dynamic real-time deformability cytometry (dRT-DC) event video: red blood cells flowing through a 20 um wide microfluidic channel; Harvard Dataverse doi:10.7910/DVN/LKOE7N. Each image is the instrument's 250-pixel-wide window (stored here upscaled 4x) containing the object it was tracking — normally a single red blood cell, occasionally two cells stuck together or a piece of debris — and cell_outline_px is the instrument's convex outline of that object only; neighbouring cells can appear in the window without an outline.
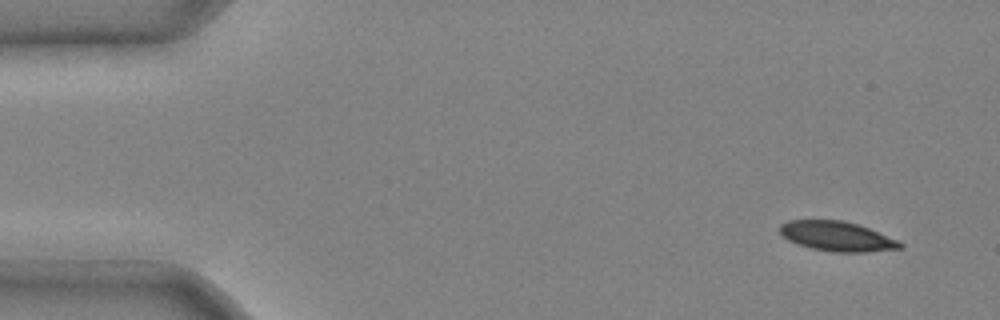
{"species": "common noctule bat (a hibernating species)", "species_latin": "Nyctalus noctula", "temperature_condition": "cold", "stored_images_in_passage": 3, "camera_frame_rate_fps": 3000, "um_per_image_px": 0.085, "animal": {"sex": "male", "body_mass_g": 20.4}, "frame": {"image": 1, "passage_image": 1, "time_ms": 0.0, "image_size_px": [1000, 320], "cell_outline_px": [[904, 248], [864, 252], [836, 252], [812, 248], [788, 240], [780, 232], [780, 224], [788, 220], [840, 220], [856, 224], [868, 228], [896, 240], [904, 244]], "centroid_in_image_um": [71.14, 20.08], "position_along_channel_um": 13.9, "area_um2": 20.46}}
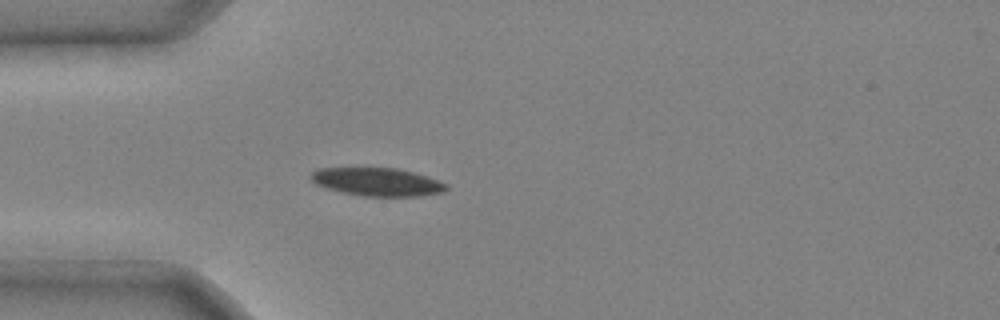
{"frame": {"image": 2, "passage_image": 3, "time_ms": 0.667, "image_size_px": [1000, 320], "cell_outline_px": [[448, 188], [444, 192], [420, 196], [364, 196], [344, 192], [328, 188], [316, 184], [308, 176], [316, 168], [396, 168], [412, 172], [448, 184]], "centroid_in_image_um": [32.05, 15.46], "position_along_channel_um": 52.9, "area_um2": 21.96}}